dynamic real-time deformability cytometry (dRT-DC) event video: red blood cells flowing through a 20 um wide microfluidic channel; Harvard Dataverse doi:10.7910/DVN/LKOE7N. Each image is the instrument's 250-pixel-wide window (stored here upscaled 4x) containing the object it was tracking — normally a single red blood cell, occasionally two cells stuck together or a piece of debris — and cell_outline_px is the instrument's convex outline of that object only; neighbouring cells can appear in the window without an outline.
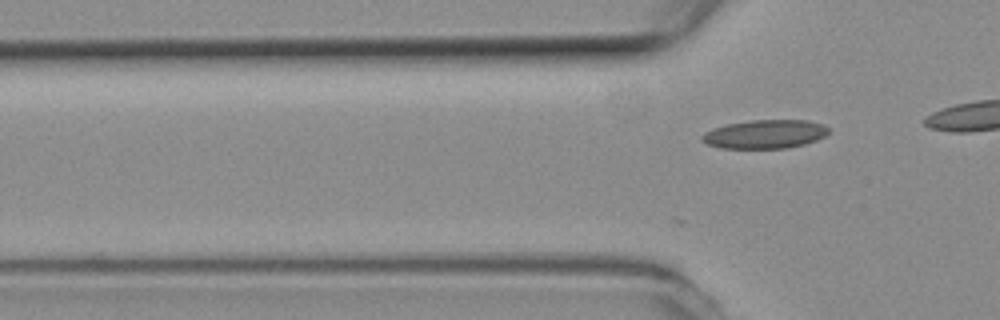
{"species": "common noctule bat (a hibernating species)", "species_latin": "Nyctalus noctula", "temperature_condition": "room temperature", "stored_images_in_passage": 18, "camera_frame_rate_fps": 3000, "um_per_image_px": 0.085, "animal": {"sex": "female", "body_mass_g": 19.3, "forearm_length_mm": 54.1}, "frame": {"image": 1, "passage_image": 14, "time_ms": 4.333, "image_size_px": [1000, 320], "cell_outline_px": [[828, 132], [824, 136], [816, 140], [804, 144], [788, 148], [720, 148], [708, 144], [700, 136], [704, 132], [712, 128], [728, 124], [752, 120], [808, 120], [824, 124], [828, 128]], "centroid_in_image_um": [65.03, 11.4], "position_along_channel_um": 60.8, "area_um2": 21.1}}